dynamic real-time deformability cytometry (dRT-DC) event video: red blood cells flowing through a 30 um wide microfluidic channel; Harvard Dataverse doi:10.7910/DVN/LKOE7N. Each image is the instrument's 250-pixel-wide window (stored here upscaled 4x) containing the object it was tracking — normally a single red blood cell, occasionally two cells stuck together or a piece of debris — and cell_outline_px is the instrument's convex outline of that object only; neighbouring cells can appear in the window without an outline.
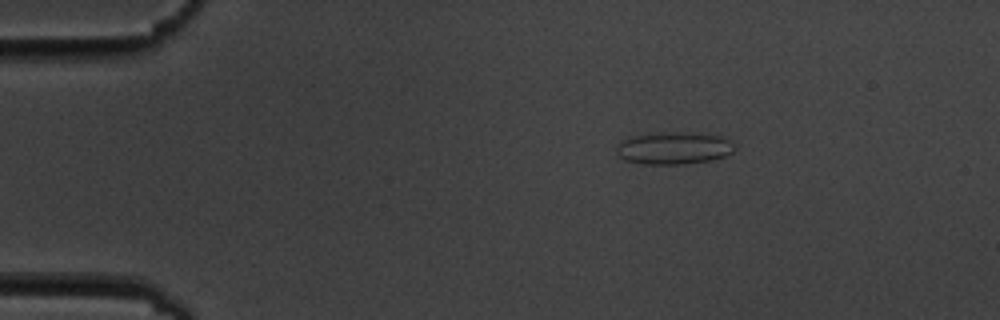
{"species": "common noctule bat (a hibernating species)", "species_latin": "Nyctalus noctula", "temperature_condition": "cold", "stored_images_in_passage": 3, "camera_frame_rate_fps": 3000, "um_per_image_px": 0.085, "animal": {"sex": "male", "body_mass_g": 19.5, "forearm_length_mm": 54.6}, "frame": {"image": 1, "passage_image": 1, "time_ms": 0.0, "image_size_px": [1000, 320], "cell_outline_px": [[736, 148], [732, 152], [724, 156], [712, 160], [684, 164], [644, 164], [624, 160], [616, 152], [616, 148], [624, 140], [632, 136], [676, 132], [688, 132], [720, 136], [736, 144]], "centroid_in_image_um": [57.32, 12.6], "position_along_channel_um": 27.7, "area_um2": 22.02}}